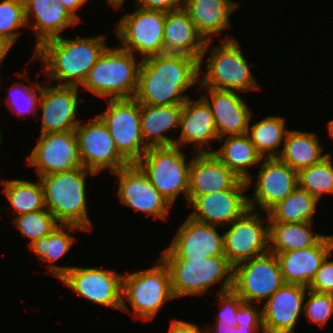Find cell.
Listing matches in <instances>:
<instances>
[{
    "mask_svg": "<svg viewBox=\"0 0 333 333\" xmlns=\"http://www.w3.org/2000/svg\"><path fill=\"white\" fill-rule=\"evenodd\" d=\"M200 61L185 54L164 53L142 59L134 98L140 104L183 105L185 94L200 83Z\"/></svg>",
    "mask_w": 333,
    "mask_h": 333,
    "instance_id": "obj_1",
    "label": "cell"
},
{
    "mask_svg": "<svg viewBox=\"0 0 333 333\" xmlns=\"http://www.w3.org/2000/svg\"><path fill=\"white\" fill-rule=\"evenodd\" d=\"M105 35L65 38L63 35L45 41L36 49L33 62H42L46 82L59 81V86L81 87L90 69L109 46Z\"/></svg>",
    "mask_w": 333,
    "mask_h": 333,
    "instance_id": "obj_2",
    "label": "cell"
},
{
    "mask_svg": "<svg viewBox=\"0 0 333 333\" xmlns=\"http://www.w3.org/2000/svg\"><path fill=\"white\" fill-rule=\"evenodd\" d=\"M95 176L84 167L38 177L44 191L45 207L59 224L76 225L90 231L93 224L88 214L87 176Z\"/></svg>",
    "mask_w": 333,
    "mask_h": 333,
    "instance_id": "obj_3",
    "label": "cell"
},
{
    "mask_svg": "<svg viewBox=\"0 0 333 333\" xmlns=\"http://www.w3.org/2000/svg\"><path fill=\"white\" fill-rule=\"evenodd\" d=\"M235 37L225 36L217 46H210L212 41H207L200 60V83L198 88H213L218 90L236 91L248 93L258 90V82L251 71L253 64H248L243 55L241 46ZM211 47V49H209ZM207 50L209 56L206 58L205 71L202 63L205 62ZM203 76V78H201Z\"/></svg>",
    "mask_w": 333,
    "mask_h": 333,
    "instance_id": "obj_4",
    "label": "cell"
},
{
    "mask_svg": "<svg viewBox=\"0 0 333 333\" xmlns=\"http://www.w3.org/2000/svg\"><path fill=\"white\" fill-rule=\"evenodd\" d=\"M128 50L108 46L80 88L103 99L134 98L142 59Z\"/></svg>",
    "mask_w": 333,
    "mask_h": 333,
    "instance_id": "obj_5",
    "label": "cell"
},
{
    "mask_svg": "<svg viewBox=\"0 0 333 333\" xmlns=\"http://www.w3.org/2000/svg\"><path fill=\"white\" fill-rule=\"evenodd\" d=\"M174 299L171 275L161 258L151 268L123 274L121 311L128 312L137 320L151 321L167 301Z\"/></svg>",
    "mask_w": 333,
    "mask_h": 333,
    "instance_id": "obj_6",
    "label": "cell"
},
{
    "mask_svg": "<svg viewBox=\"0 0 333 333\" xmlns=\"http://www.w3.org/2000/svg\"><path fill=\"white\" fill-rule=\"evenodd\" d=\"M171 275L175 298L202 296L214 285L220 292L233 287L234 266L225 255L197 259H162Z\"/></svg>",
    "mask_w": 333,
    "mask_h": 333,
    "instance_id": "obj_7",
    "label": "cell"
},
{
    "mask_svg": "<svg viewBox=\"0 0 333 333\" xmlns=\"http://www.w3.org/2000/svg\"><path fill=\"white\" fill-rule=\"evenodd\" d=\"M187 159L180 146L151 147L135 164L173 206L180 195L187 202L192 157L189 161Z\"/></svg>",
    "mask_w": 333,
    "mask_h": 333,
    "instance_id": "obj_8",
    "label": "cell"
},
{
    "mask_svg": "<svg viewBox=\"0 0 333 333\" xmlns=\"http://www.w3.org/2000/svg\"><path fill=\"white\" fill-rule=\"evenodd\" d=\"M166 12L136 6L133 13L122 15L115 36L121 48L141 59L164 54L163 30Z\"/></svg>",
    "mask_w": 333,
    "mask_h": 333,
    "instance_id": "obj_9",
    "label": "cell"
},
{
    "mask_svg": "<svg viewBox=\"0 0 333 333\" xmlns=\"http://www.w3.org/2000/svg\"><path fill=\"white\" fill-rule=\"evenodd\" d=\"M98 116L106 124L119 153L135 164L149 149L142 138L140 103L135 98L109 99Z\"/></svg>",
    "mask_w": 333,
    "mask_h": 333,
    "instance_id": "obj_10",
    "label": "cell"
},
{
    "mask_svg": "<svg viewBox=\"0 0 333 333\" xmlns=\"http://www.w3.org/2000/svg\"><path fill=\"white\" fill-rule=\"evenodd\" d=\"M259 212L248 209L224 227V255L233 266L269 252V218Z\"/></svg>",
    "mask_w": 333,
    "mask_h": 333,
    "instance_id": "obj_11",
    "label": "cell"
},
{
    "mask_svg": "<svg viewBox=\"0 0 333 333\" xmlns=\"http://www.w3.org/2000/svg\"><path fill=\"white\" fill-rule=\"evenodd\" d=\"M82 120L74 132L85 169L95 174L108 169L112 174L130 165L119 153L110 131L98 115L86 124Z\"/></svg>",
    "mask_w": 333,
    "mask_h": 333,
    "instance_id": "obj_12",
    "label": "cell"
},
{
    "mask_svg": "<svg viewBox=\"0 0 333 333\" xmlns=\"http://www.w3.org/2000/svg\"><path fill=\"white\" fill-rule=\"evenodd\" d=\"M283 284L274 253L267 252L234 266L232 289L244 302L259 304L267 301Z\"/></svg>",
    "mask_w": 333,
    "mask_h": 333,
    "instance_id": "obj_13",
    "label": "cell"
},
{
    "mask_svg": "<svg viewBox=\"0 0 333 333\" xmlns=\"http://www.w3.org/2000/svg\"><path fill=\"white\" fill-rule=\"evenodd\" d=\"M59 280L96 305L121 311L123 274L112 269L73 266Z\"/></svg>",
    "mask_w": 333,
    "mask_h": 333,
    "instance_id": "obj_14",
    "label": "cell"
},
{
    "mask_svg": "<svg viewBox=\"0 0 333 333\" xmlns=\"http://www.w3.org/2000/svg\"><path fill=\"white\" fill-rule=\"evenodd\" d=\"M220 227L187 216L160 258L197 259L224 255V234L219 233Z\"/></svg>",
    "mask_w": 333,
    "mask_h": 333,
    "instance_id": "obj_15",
    "label": "cell"
},
{
    "mask_svg": "<svg viewBox=\"0 0 333 333\" xmlns=\"http://www.w3.org/2000/svg\"><path fill=\"white\" fill-rule=\"evenodd\" d=\"M259 166L254 184L246 181L248 189L254 185L252 196H248V207L254 211L259 207L267 213L298 187V171L279 158H263Z\"/></svg>",
    "mask_w": 333,
    "mask_h": 333,
    "instance_id": "obj_16",
    "label": "cell"
},
{
    "mask_svg": "<svg viewBox=\"0 0 333 333\" xmlns=\"http://www.w3.org/2000/svg\"><path fill=\"white\" fill-rule=\"evenodd\" d=\"M26 160L38 177L83 167L74 131L39 134Z\"/></svg>",
    "mask_w": 333,
    "mask_h": 333,
    "instance_id": "obj_17",
    "label": "cell"
},
{
    "mask_svg": "<svg viewBox=\"0 0 333 333\" xmlns=\"http://www.w3.org/2000/svg\"><path fill=\"white\" fill-rule=\"evenodd\" d=\"M112 174L116 176V184H119L117 197L120 203L147 216L152 215L154 219L166 221L172 206L136 164H130Z\"/></svg>",
    "mask_w": 333,
    "mask_h": 333,
    "instance_id": "obj_18",
    "label": "cell"
},
{
    "mask_svg": "<svg viewBox=\"0 0 333 333\" xmlns=\"http://www.w3.org/2000/svg\"><path fill=\"white\" fill-rule=\"evenodd\" d=\"M42 85L38 110H42L39 134L74 131L81 119L77 118L80 102L79 87Z\"/></svg>",
    "mask_w": 333,
    "mask_h": 333,
    "instance_id": "obj_19",
    "label": "cell"
},
{
    "mask_svg": "<svg viewBox=\"0 0 333 333\" xmlns=\"http://www.w3.org/2000/svg\"><path fill=\"white\" fill-rule=\"evenodd\" d=\"M247 182L241 180L235 187L196 196L189 204L194 220L224 227L240 218L248 209Z\"/></svg>",
    "mask_w": 333,
    "mask_h": 333,
    "instance_id": "obj_20",
    "label": "cell"
},
{
    "mask_svg": "<svg viewBox=\"0 0 333 333\" xmlns=\"http://www.w3.org/2000/svg\"><path fill=\"white\" fill-rule=\"evenodd\" d=\"M189 97L183 104L180 115V133L175 139V145L186 148L193 145V152H213L211 141L219 140L214 116L208 103L199 97L197 100ZM205 146V147H204Z\"/></svg>",
    "mask_w": 333,
    "mask_h": 333,
    "instance_id": "obj_21",
    "label": "cell"
},
{
    "mask_svg": "<svg viewBox=\"0 0 333 333\" xmlns=\"http://www.w3.org/2000/svg\"><path fill=\"white\" fill-rule=\"evenodd\" d=\"M308 288L284 283L263 305L265 333H294Z\"/></svg>",
    "mask_w": 333,
    "mask_h": 333,
    "instance_id": "obj_22",
    "label": "cell"
},
{
    "mask_svg": "<svg viewBox=\"0 0 333 333\" xmlns=\"http://www.w3.org/2000/svg\"><path fill=\"white\" fill-rule=\"evenodd\" d=\"M206 89L201 97L211 108L219 138L233 135H245L251 118L252 109L240 96V92L198 88L199 93Z\"/></svg>",
    "mask_w": 333,
    "mask_h": 333,
    "instance_id": "obj_23",
    "label": "cell"
},
{
    "mask_svg": "<svg viewBox=\"0 0 333 333\" xmlns=\"http://www.w3.org/2000/svg\"><path fill=\"white\" fill-rule=\"evenodd\" d=\"M241 180L212 152H193L187 203L199 195L231 189Z\"/></svg>",
    "mask_w": 333,
    "mask_h": 333,
    "instance_id": "obj_24",
    "label": "cell"
},
{
    "mask_svg": "<svg viewBox=\"0 0 333 333\" xmlns=\"http://www.w3.org/2000/svg\"><path fill=\"white\" fill-rule=\"evenodd\" d=\"M333 235H325L311 247L274 253L284 283L308 287L325 258L332 254Z\"/></svg>",
    "mask_w": 333,
    "mask_h": 333,
    "instance_id": "obj_25",
    "label": "cell"
},
{
    "mask_svg": "<svg viewBox=\"0 0 333 333\" xmlns=\"http://www.w3.org/2000/svg\"><path fill=\"white\" fill-rule=\"evenodd\" d=\"M163 40L164 53L185 54L199 61L206 44L183 8L166 12Z\"/></svg>",
    "mask_w": 333,
    "mask_h": 333,
    "instance_id": "obj_26",
    "label": "cell"
},
{
    "mask_svg": "<svg viewBox=\"0 0 333 333\" xmlns=\"http://www.w3.org/2000/svg\"><path fill=\"white\" fill-rule=\"evenodd\" d=\"M182 108L183 105L140 104L141 133L148 148L175 145V139L167 134L173 130L174 134L179 129Z\"/></svg>",
    "mask_w": 333,
    "mask_h": 333,
    "instance_id": "obj_27",
    "label": "cell"
},
{
    "mask_svg": "<svg viewBox=\"0 0 333 333\" xmlns=\"http://www.w3.org/2000/svg\"><path fill=\"white\" fill-rule=\"evenodd\" d=\"M237 7L235 0H184L183 3V9L206 42L231 27L230 15Z\"/></svg>",
    "mask_w": 333,
    "mask_h": 333,
    "instance_id": "obj_28",
    "label": "cell"
},
{
    "mask_svg": "<svg viewBox=\"0 0 333 333\" xmlns=\"http://www.w3.org/2000/svg\"><path fill=\"white\" fill-rule=\"evenodd\" d=\"M27 27H31L36 35L35 48H39L45 41L61 37V32L68 27H74L79 22L67 11L60 3H52L49 8L43 9H24ZM32 19V21H31ZM33 22V23H31Z\"/></svg>",
    "mask_w": 333,
    "mask_h": 333,
    "instance_id": "obj_29",
    "label": "cell"
},
{
    "mask_svg": "<svg viewBox=\"0 0 333 333\" xmlns=\"http://www.w3.org/2000/svg\"><path fill=\"white\" fill-rule=\"evenodd\" d=\"M223 140V141H222ZM223 142L219 149L212 153L216 155L231 171L240 179L253 181V175L249 168L260 164L263 157L257 152L249 136L233 135L219 138Z\"/></svg>",
    "mask_w": 333,
    "mask_h": 333,
    "instance_id": "obj_30",
    "label": "cell"
},
{
    "mask_svg": "<svg viewBox=\"0 0 333 333\" xmlns=\"http://www.w3.org/2000/svg\"><path fill=\"white\" fill-rule=\"evenodd\" d=\"M82 230L76 225L59 224L50 234L40 238L29 249L43 262H47L48 272L60 279L73 266H57L54 263L64 257L76 241V238L71 235V231Z\"/></svg>",
    "mask_w": 333,
    "mask_h": 333,
    "instance_id": "obj_31",
    "label": "cell"
},
{
    "mask_svg": "<svg viewBox=\"0 0 333 333\" xmlns=\"http://www.w3.org/2000/svg\"><path fill=\"white\" fill-rule=\"evenodd\" d=\"M314 132L289 129L284 146L278 157L292 169L299 171L320 162L328 155Z\"/></svg>",
    "mask_w": 333,
    "mask_h": 333,
    "instance_id": "obj_32",
    "label": "cell"
},
{
    "mask_svg": "<svg viewBox=\"0 0 333 333\" xmlns=\"http://www.w3.org/2000/svg\"><path fill=\"white\" fill-rule=\"evenodd\" d=\"M313 222H269V252L280 253L316 245L325 235L314 233Z\"/></svg>",
    "mask_w": 333,
    "mask_h": 333,
    "instance_id": "obj_33",
    "label": "cell"
},
{
    "mask_svg": "<svg viewBox=\"0 0 333 333\" xmlns=\"http://www.w3.org/2000/svg\"><path fill=\"white\" fill-rule=\"evenodd\" d=\"M253 116L251 115L247 131L252 144L263 158H278L289 131L285 117L268 115L250 125Z\"/></svg>",
    "mask_w": 333,
    "mask_h": 333,
    "instance_id": "obj_34",
    "label": "cell"
},
{
    "mask_svg": "<svg viewBox=\"0 0 333 333\" xmlns=\"http://www.w3.org/2000/svg\"><path fill=\"white\" fill-rule=\"evenodd\" d=\"M1 190L9 202V206L4 209L0 208V212L4 210H13L15 216L35 212L45 209L44 191L40 180L37 182L24 179H5L0 180Z\"/></svg>",
    "mask_w": 333,
    "mask_h": 333,
    "instance_id": "obj_35",
    "label": "cell"
},
{
    "mask_svg": "<svg viewBox=\"0 0 333 333\" xmlns=\"http://www.w3.org/2000/svg\"><path fill=\"white\" fill-rule=\"evenodd\" d=\"M318 202L310 193L297 187L267 212L269 222H313Z\"/></svg>",
    "mask_w": 333,
    "mask_h": 333,
    "instance_id": "obj_36",
    "label": "cell"
},
{
    "mask_svg": "<svg viewBox=\"0 0 333 333\" xmlns=\"http://www.w3.org/2000/svg\"><path fill=\"white\" fill-rule=\"evenodd\" d=\"M298 187L318 201L325 194L333 195V161L328 153L320 162L298 171Z\"/></svg>",
    "mask_w": 333,
    "mask_h": 333,
    "instance_id": "obj_37",
    "label": "cell"
},
{
    "mask_svg": "<svg viewBox=\"0 0 333 333\" xmlns=\"http://www.w3.org/2000/svg\"><path fill=\"white\" fill-rule=\"evenodd\" d=\"M11 221L21 236L24 239H29L28 247L50 234L59 225L47 208L14 216Z\"/></svg>",
    "mask_w": 333,
    "mask_h": 333,
    "instance_id": "obj_38",
    "label": "cell"
},
{
    "mask_svg": "<svg viewBox=\"0 0 333 333\" xmlns=\"http://www.w3.org/2000/svg\"><path fill=\"white\" fill-rule=\"evenodd\" d=\"M32 83V84H31ZM31 85H26L18 81L10 86L6 97V105L16 116L33 114L36 118L39 100L42 91V85L37 81L30 82Z\"/></svg>",
    "mask_w": 333,
    "mask_h": 333,
    "instance_id": "obj_39",
    "label": "cell"
},
{
    "mask_svg": "<svg viewBox=\"0 0 333 333\" xmlns=\"http://www.w3.org/2000/svg\"><path fill=\"white\" fill-rule=\"evenodd\" d=\"M22 27L27 28L24 0H1L0 39L12 48L19 39Z\"/></svg>",
    "mask_w": 333,
    "mask_h": 333,
    "instance_id": "obj_40",
    "label": "cell"
},
{
    "mask_svg": "<svg viewBox=\"0 0 333 333\" xmlns=\"http://www.w3.org/2000/svg\"><path fill=\"white\" fill-rule=\"evenodd\" d=\"M303 314L318 327H323L333 316V294L307 290Z\"/></svg>",
    "mask_w": 333,
    "mask_h": 333,
    "instance_id": "obj_41",
    "label": "cell"
},
{
    "mask_svg": "<svg viewBox=\"0 0 333 333\" xmlns=\"http://www.w3.org/2000/svg\"><path fill=\"white\" fill-rule=\"evenodd\" d=\"M216 293L215 297L219 305V312L216 314L218 316L215 320L228 326H236V313L243 300L233 289Z\"/></svg>",
    "mask_w": 333,
    "mask_h": 333,
    "instance_id": "obj_42",
    "label": "cell"
},
{
    "mask_svg": "<svg viewBox=\"0 0 333 333\" xmlns=\"http://www.w3.org/2000/svg\"><path fill=\"white\" fill-rule=\"evenodd\" d=\"M236 325H243L250 330H264L262 307L256 303L242 302L236 313Z\"/></svg>",
    "mask_w": 333,
    "mask_h": 333,
    "instance_id": "obj_43",
    "label": "cell"
},
{
    "mask_svg": "<svg viewBox=\"0 0 333 333\" xmlns=\"http://www.w3.org/2000/svg\"><path fill=\"white\" fill-rule=\"evenodd\" d=\"M330 256L331 254L322 262L308 289L318 293L333 294V260L329 259Z\"/></svg>",
    "mask_w": 333,
    "mask_h": 333,
    "instance_id": "obj_44",
    "label": "cell"
},
{
    "mask_svg": "<svg viewBox=\"0 0 333 333\" xmlns=\"http://www.w3.org/2000/svg\"><path fill=\"white\" fill-rule=\"evenodd\" d=\"M134 3L144 9L169 12L183 8L184 0H134Z\"/></svg>",
    "mask_w": 333,
    "mask_h": 333,
    "instance_id": "obj_45",
    "label": "cell"
},
{
    "mask_svg": "<svg viewBox=\"0 0 333 333\" xmlns=\"http://www.w3.org/2000/svg\"><path fill=\"white\" fill-rule=\"evenodd\" d=\"M167 333H205V328L193 322L171 319Z\"/></svg>",
    "mask_w": 333,
    "mask_h": 333,
    "instance_id": "obj_46",
    "label": "cell"
},
{
    "mask_svg": "<svg viewBox=\"0 0 333 333\" xmlns=\"http://www.w3.org/2000/svg\"><path fill=\"white\" fill-rule=\"evenodd\" d=\"M89 0H59V2L67 9V11L80 23L81 17L77 11L86 6Z\"/></svg>",
    "mask_w": 333,
    "mask_h": 333,
    "instance_id": "obj_47",
    "label": "cell"
},
{
    "mask_svg": "<svg viewBox=\"0 0 333 333\" xmlns=\"http://www.w3.org/2000/svg\"><path fill=\"white\" fill-rule=\"evenodd\" d=\"M213 325L206 324L205 333H235V326H228L220 321H215Z\"/></svg>",
    "mask_w": 333,
    "mask_h": 333,
    "instance_id": "obj_48",
    "label": "cell"
},
{
    "mask_svg": "<svg viewBox=\"0 0 333 333\" xmlns=\"http://www.w3.org/2000/svg\"><path fill=\"white\" fill-rule=\"evenodd\" d=\"M59 0H24V9H43L49 8L52 3Z\"/></svg>",
    "mask_w": 333,
    "mask_h": 333,
    "instance_id": "obj_49",
    "label": "cell"
},
{
    "mask_svg": "<svg viewBox=\"0 0 333 333\" xmlns=\"http://www.w3.org/2000/svg\"><path fill=\"white\" fill-rule=\"evenodd\" d=\"M11 47L0 39V65L4 61L5 57L10 52Z\"/></svg>",
    "mask_w": 333,
    "mask_h": 333,
    "instance_id": "obj_50",
    "label": "cell"
},
{
    "mask_svg": "<svg viewBox=\"0 0 333 333\" xmlns=\"http://www.w3.org/2000/svg\"><path fill=\"white\" fill-rule=\"evenodd\" d=\"M235 333H265L264 330H250L248 327L243 325H236L235 326Z\"/></svg>",
    "mask_w": 333,
    "mask_h": 333,
    "instance_id": "obj_51",
    "label": "cell"
},
{
    "mask_svg": "<svg viewBox=\"0 0 333 333\" xmlns=\"http://www.w3.org/2000/svg\"><path fill=\"white\" fill-rule=\"evenodd\" d=\"M125 1L126 0H105V2H107V4L110 5L111 8H114L115 10L121 9Z\"/></svg>",
    "mask_w": 333,
    "mask_h": 333,
    "instance_id": "obj_52",
    "label": "cell"
},
{
    "mask_svg": "<svg viewBox=\"0 0 333 333\" xmlns=\"http://www.w3.org/2000/svg\"><path fill=\"white\" fill-rule=\"evenodd\" d=\"M328 134L333 138V119L331 121H328Z\"/></svg>",
    "mask_w": 333,
    "mask_h": 333,
    "instance_id": "obj_53",
    "label": "cell"
},
{
    "mask_svg": "<svg viewBox=\"0 0 333 333\" xmlns=\"http://www.w3.org/2000/svg\"><path fill=\"white\" fill-rule=\"evenodd\" d=\"M2 137H3V136H2V132H1V130H0V146H1L2 142H3V141H2V140H3Z\"/></svg>",
    "mask_w": 333,
    "mask_h": 333,
    "instance_id": "obj_54",
    "label": "cell"
},
{
    "mask_svg": "<svg viewBox=\"0 0 333 333\" xmlns=\"http://www.w3.org/2000/svg\"><path fill=\"white\" fill-rule=\"evenodd\" d=\"M1 68H3V65H0V70H1ZM2 77H0V79H1ZM1 82V81H0ZM1 84V83H0Z\"/></svg>",
    "mask_w": 333,
    "mask_h": 333,
    "instance_id": "obj_55",
    "label": "cell"
}]
</instances>
